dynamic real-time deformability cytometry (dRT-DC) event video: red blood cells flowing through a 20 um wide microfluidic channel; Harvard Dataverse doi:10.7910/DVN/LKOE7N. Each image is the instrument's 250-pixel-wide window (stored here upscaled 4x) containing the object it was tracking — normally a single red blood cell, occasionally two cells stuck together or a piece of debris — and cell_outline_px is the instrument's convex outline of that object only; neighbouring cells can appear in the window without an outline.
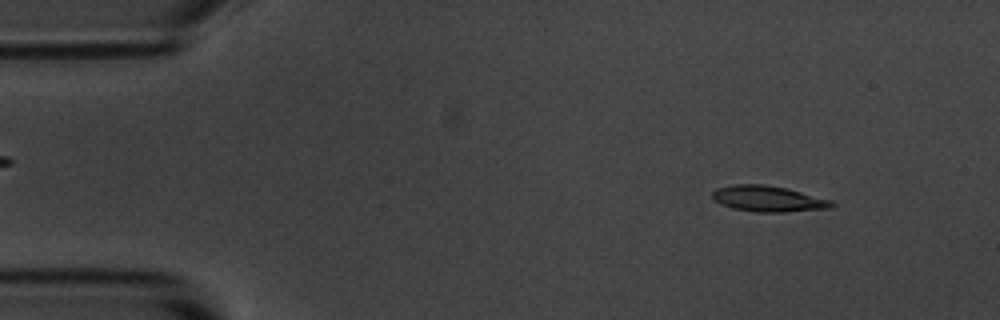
{"species": "common noctule bat (a hibernating species)", "species_latin": "Nyctalus noctula", "temperature_condition": "room temperature", "stored_images_in_passage": 14, "camera_frame_rate_fps": 3000, "um_per_image_px": 0.085, "animal": {"sex": "male", "body_mass_g": 20.1, "forearm_length_mm": 53.5}, "frame": {"image": 1, "passage_image": 5, "time_ms": 1.333, "image_size_px": [1000, 320], "cell_outline_px": [[836, 204], [832, 208], [788, 212], [756, 212], [732, 208], [720, 204], [712, 200], [712, 192], [716, 188], [736, 184], [764, 184], [788, 188], [832, 200]], "centroid_in_image_um": [65.31, 16.9], "position_along_channel_um": 19.7, "area_um2": 18.32}}